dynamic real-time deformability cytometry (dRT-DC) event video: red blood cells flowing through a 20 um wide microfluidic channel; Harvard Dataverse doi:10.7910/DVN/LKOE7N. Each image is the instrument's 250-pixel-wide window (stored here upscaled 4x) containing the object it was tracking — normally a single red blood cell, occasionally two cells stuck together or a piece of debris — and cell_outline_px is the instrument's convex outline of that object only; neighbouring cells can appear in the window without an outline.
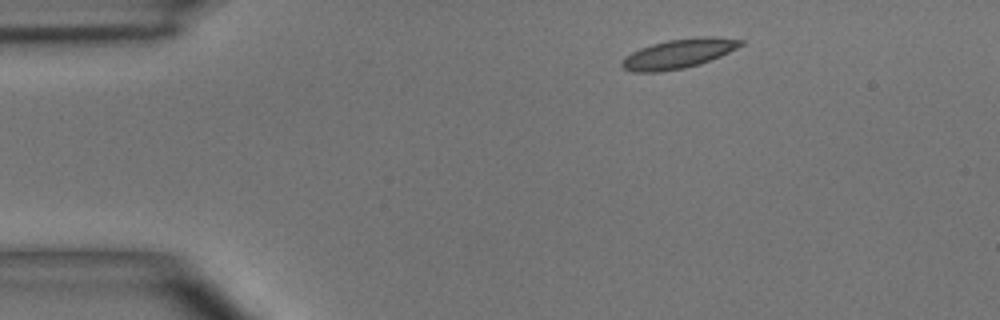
{"species": "common noctule bat (a hibernating species)", "species_latin": "Nyctalus noctula", "temperature_condition": "room temperature", "stored_images_in_passage": 6, "camera_frame_rate_fps": 3000, "um_per_image_px": 0.085, "animal": {"sex": "male", "body_mass_g": 15.6}, "frame": {"image": 1, "passage_image": 1, "time_ms": 0.0, "image_size_px": [1000, 320], "cell_outline_px": [[744, 44], [720, 56], [700, 64], [684, 68], [660, 72], [632, 72], [624, 68], [620, 64], [620, 60], [624, 56], [640, 48], [652, 44], [668, 40], [704, 36], [712, 36], [744, 40]], "centroid_in_image_um": [57.65, 4.56], "position_along_channel_um": 27.4, "area_um2": 20.35}}
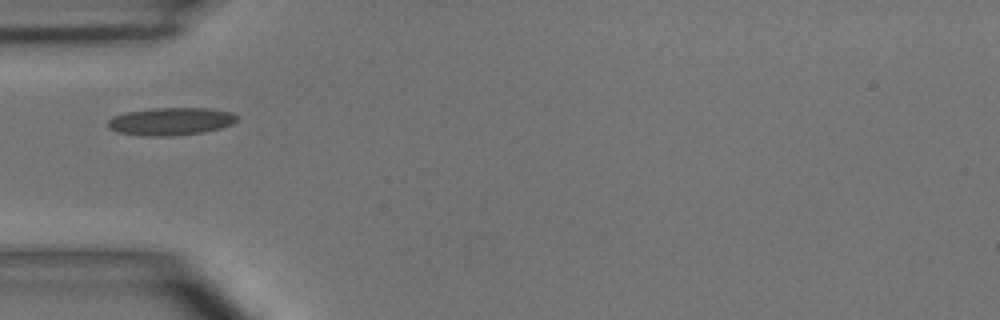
{"frame": {"image": 2, "passage_image": 3, "time_ms": 2.667, "image_size_px": [1000, 320], "cell_outline_px": [[240, 120], [232, 124], [220, 128], [200, 132], [172, 136], [144, 136], [116, 132], [108, 128], [108, 120], [116, 116], [128, 112], [152, 108], [204, 108], [232, 112], [240, 116]], "centroid_in_image_um": [14.55, 10.32], "position_along_channel_um": 70.4, "area_um2": 20.81}}
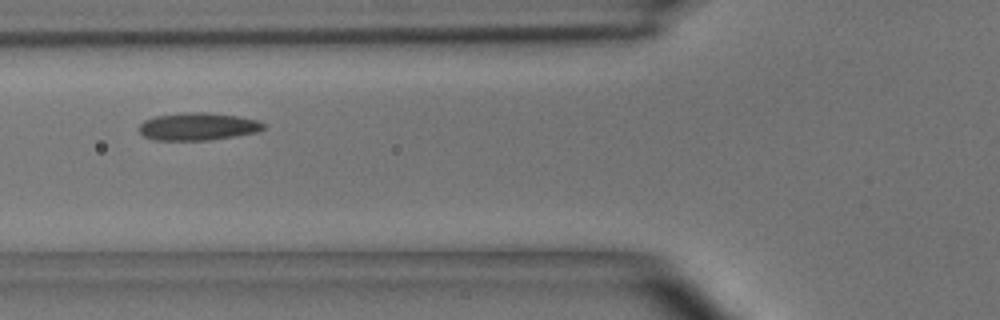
{"frame": {"image": 3, "passage_image": 4, "time_ms": 3.667, "image_size_px": [1000, 320], "cell_outline_px": [[264, 128], [260, 132], [236, 136], [208, 140], [152, 140], [144, 136], [140, 132], [140, 124], [144, 120], [156, 116], [184, 112], [204, 112], [240, 116], [256, 120], [264, 124]], "centroid_in_image_um": [16.83, 10.75], "position_along_channel_um": 109.0, "area_um2": 20.06}}